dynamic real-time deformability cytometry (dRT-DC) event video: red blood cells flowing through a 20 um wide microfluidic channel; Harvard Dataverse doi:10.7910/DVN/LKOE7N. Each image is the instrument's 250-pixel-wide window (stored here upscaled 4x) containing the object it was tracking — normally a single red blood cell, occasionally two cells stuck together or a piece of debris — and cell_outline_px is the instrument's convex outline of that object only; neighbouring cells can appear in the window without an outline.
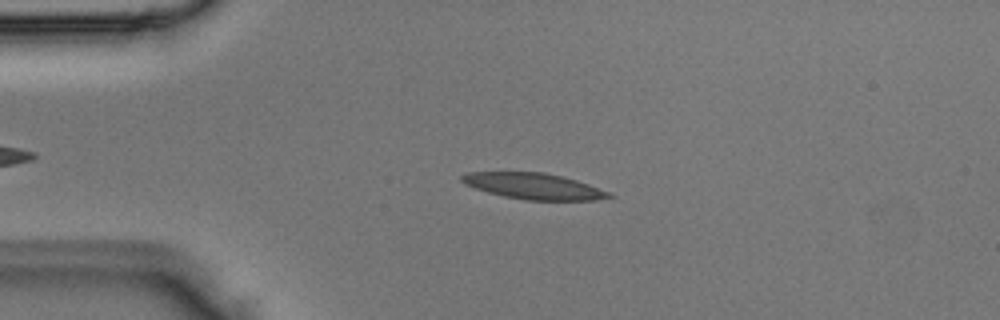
{"species": "Egyptian fruit bat (a non-hibernating species)", "species_latin": "Rousettus aegyptiacus", "temperature_condition": "room temperature", "stored_images_in_passage": 4, "camera_frame_rate_fps": 3000, "um_per_image_px": 0.085, "animal": {"sex": "male"}, "frame": {"image": 1, "passage_image": 3, "time_ms": 0.667, "image_size_px": [1000, 320], "cell_outline_px": [[616, 196], [596, 200], [524, 200], [504, 196], [488, 192], [464, 184], [460, 180], [460, 176], [468, 172], [544, 172], [576, 180], [588, 184], [608, 192]], "centroid_in_image_um": [45.34, 15.82], "position_along_channel_um": 39.7, "area_um2": 22.2}}
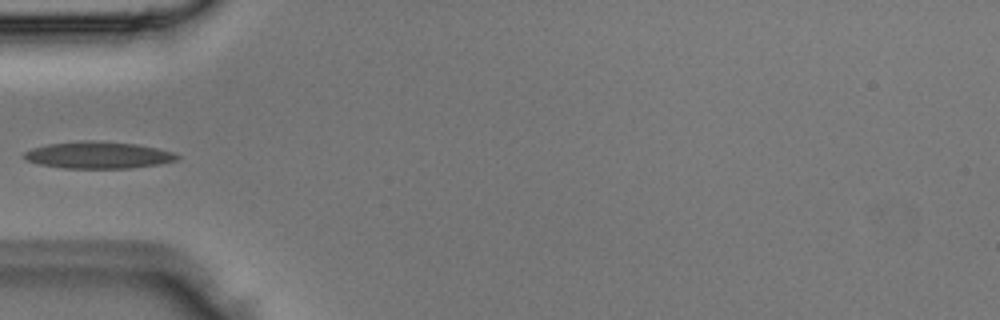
{"frame": {"image": 2, "passage_image": 4, "time_ms": 1.0, "image_size_px": [1000, 320], "cell_outline_px": [[180, 156], [176, 160], [160, 164], [128, 168], [64, 168], [40, 164], [28, 160], [24, 156], [24, 152], [32, 148], [48, 144], [84, 140], [92, 140], [136, 144], [176, 152]], "centroid_in_image_um": [8.38, 13.18], "position_along_channel_um": 76.6, "area_um2": 23.81}}